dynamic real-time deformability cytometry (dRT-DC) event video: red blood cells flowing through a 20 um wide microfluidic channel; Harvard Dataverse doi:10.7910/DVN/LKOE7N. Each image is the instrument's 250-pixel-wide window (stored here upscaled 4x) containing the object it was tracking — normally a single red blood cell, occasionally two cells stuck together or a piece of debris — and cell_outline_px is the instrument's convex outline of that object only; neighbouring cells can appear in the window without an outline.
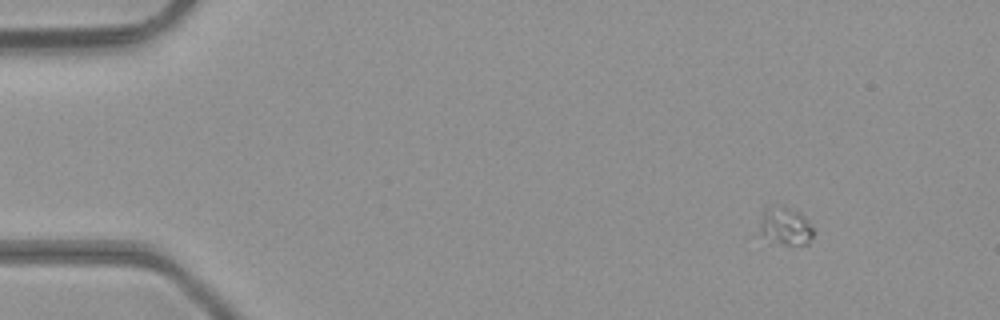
{"species": "common noctule bat (a hibernating species)", "species_latin": "Nyctalus noctula", "temperature_condition": "room temperature", "stored_images_in_passage": 5, "camera_frame_rate_fps": 3000, "um_per_image_px": 0.085, "animal": {"sex": "male", "body_mass_g": 23.1, "forearm_length_mm": 52.7}, "frame": {"image": 1, "passage_image": 2, "time_ms": 0.333, "image_size_px": [1000, 320], "cell_outline_px": [[812, 236], [808, 244], [780, 244], [764, 236], [760, 232], [760, 224], [764, 208], [780, 204], [800, 212], [808, 220], [812, 228]], "centroid_in_image_um": [66.76, 19.18], "position_along_channel_um": 18.2, "area_um2": 11.73}}
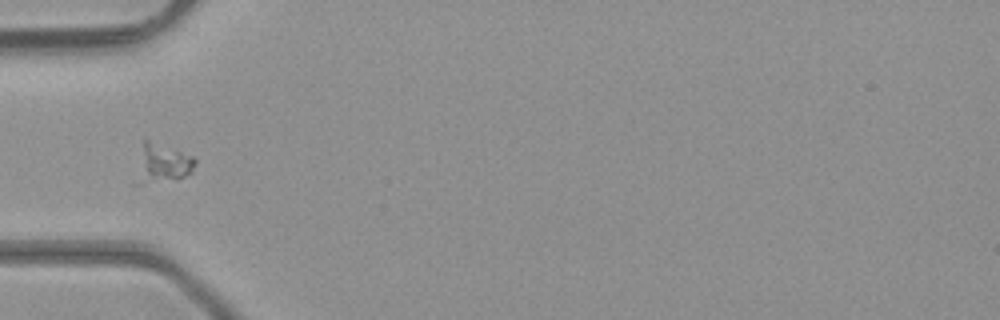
{"frame": {"image": 2, "passage_image": 5, "time_ms": 1.333, "image_size_px": [1000, 320], "cell_outline_px": [[196, 164], [192, 172], [176, 180], [140, 184], [132, 184], [144, 136], [192, 156], [196, 160]], "centroid_in_image_um": [13.72, 13.89], "position_along_channel_um": 71.3, "area_um2": 14.1}}